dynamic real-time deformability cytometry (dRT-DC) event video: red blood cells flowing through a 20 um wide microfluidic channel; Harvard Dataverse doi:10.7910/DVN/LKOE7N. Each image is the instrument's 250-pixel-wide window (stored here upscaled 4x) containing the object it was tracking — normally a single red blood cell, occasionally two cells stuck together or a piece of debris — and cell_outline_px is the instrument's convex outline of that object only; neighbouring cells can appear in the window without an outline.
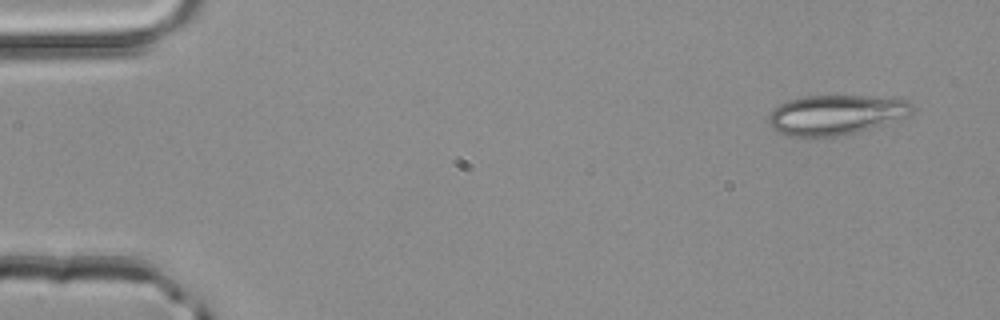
{"species": "common noctule bat (a hibernating species)", "species_latin": "Nyctalus noctula", "temperature_condition": "room temperature", "stored_images_in_passage": 3, "camera_frame_rate_fps": 3000, "um_per_image_px": 0.085, "animal": {"sex": "male", "body_mass_g": 20.4}, "frame": {"image": 1, "passage_image": 1, "time_ms": 0.0, "image_size_px": [1000, 320], "cell_outline_px": [[916, 108], [908, 116], [856, 132], [836, 136], [788, 136], [776, 132], [768, 124], [768, 116], [780, 104], [788, 100], [804, 96], [872, 96], [908, 100]], "centroid_in_image_um": [71.04, 9.75], "position_along_channel_um": 14.0, "area_um2": 33.18}}